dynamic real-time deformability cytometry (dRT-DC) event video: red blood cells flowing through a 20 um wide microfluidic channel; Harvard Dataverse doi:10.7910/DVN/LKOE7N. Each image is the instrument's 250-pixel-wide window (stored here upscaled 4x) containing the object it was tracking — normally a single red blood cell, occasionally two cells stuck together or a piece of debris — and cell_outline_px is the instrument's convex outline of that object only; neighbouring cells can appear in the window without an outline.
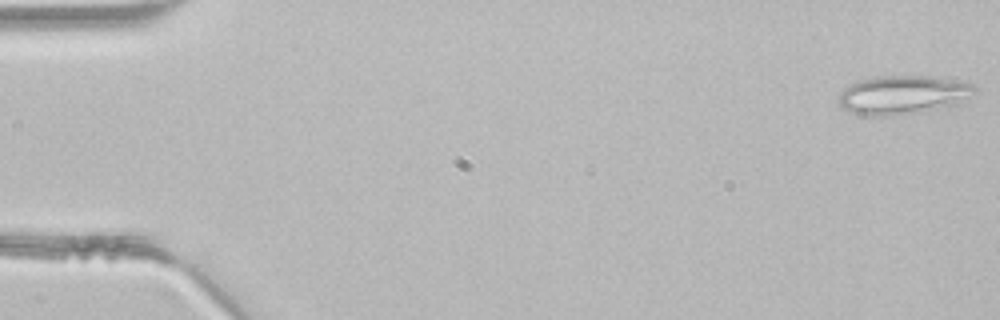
{"species": "common noctule bat (a hibernating species)", "species_latin": "Nyctalus noctula", "temperature_condition": "room temperature", "stored_images_in_passage": 45, "camera_frame_rate_fps": 3000, "um_per_image_px": 0.085, "animal": {"sex": "male", "body_mass_g": 21.5, "forearm_length_mm": 52.0}, "frame": {"image": 1, "passage_image": 1, "time_ms": 0.0, "image_size_px": [1000, 320], "cell_outline_px": [[976, 92], [956, 104], [920, 112], [892, 116], [860, 116], [840, 108], [836, 100], [840, 92], [844, 88], [860, 80], [872, 76], [936, 76], [972, 84], [976, 88]], "centroid_in_image_um": [76.66, 8.07], "position_along_channel_um": 8.3, "area_um2": 31.04}}
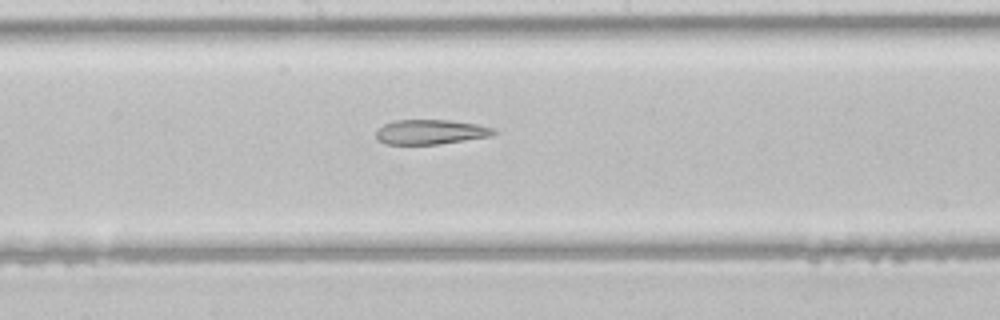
{"frame": {"image": 2, "passage_image": 24, "time_ms": 7.667, "image_size_px": [1000, 320], "cell_outline_px": [[500, 132], [492, 136], [440, 144], [384, 144], [376, 140], [376, 132], [384, 124], [392, 120], [452, 120], [476, 124], [496, 128]], "centroid_in_image_um": [36.64, 11.21], "position_along_channel_um": 211.6, "area_um2": 17.22}}
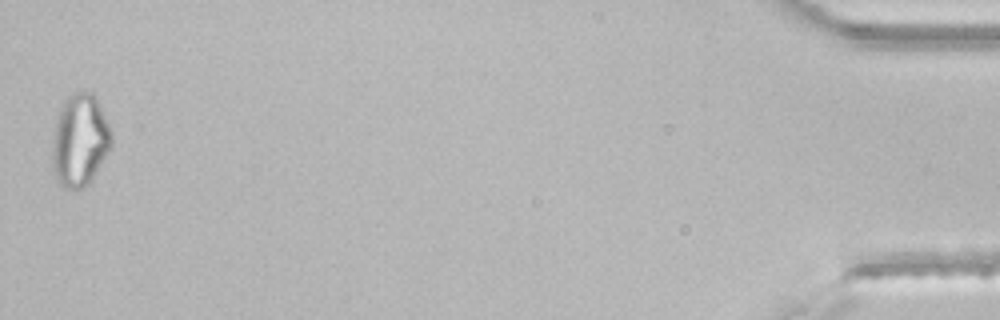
{"frame": {"image": 3, "passage_image": 45, "time_ms": 14.667, "image_size_px": [1000, 320], "cell_outline_px": [[112, 144], [108, 152], [96, 172], [88, 184], [84, 188], [76, 192], [64, 188], [60, 184], [56, 176], [52, 160], [52, 140], [56, 124], [64, 100], [68, 96], [76, 92], [92, 92], [96, 96], [100, 104], [112, 132]], "centroid_in_image_um": [6.8, 11.95], "position_along_channel_um": 428.4, "area_um2": 31.85}}